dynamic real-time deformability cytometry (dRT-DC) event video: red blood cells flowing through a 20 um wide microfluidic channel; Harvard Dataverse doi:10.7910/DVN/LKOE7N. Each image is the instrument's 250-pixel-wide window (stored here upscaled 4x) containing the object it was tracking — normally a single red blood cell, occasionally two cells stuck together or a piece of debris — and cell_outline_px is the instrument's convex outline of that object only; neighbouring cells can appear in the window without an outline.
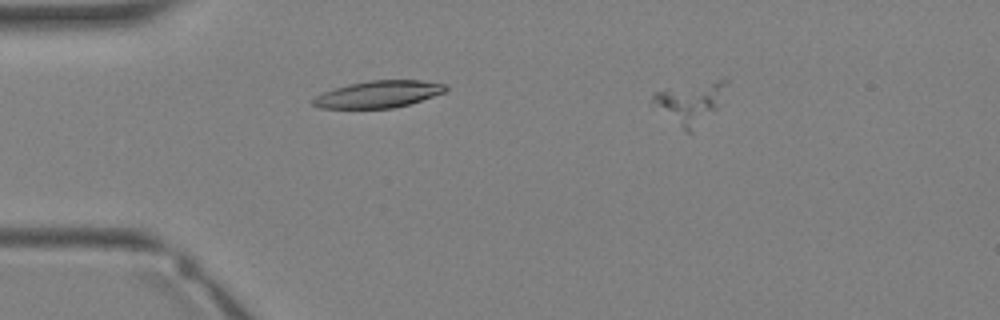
{"species": "Egyptian fruit bat (a non-hibernating species)", "species_latin": "Rousettus aegyptiacus", "temperature_condition": "warm", "stored_images_in_passage": 3, "camera_frame_rate_fps": 3000, "um_per_image_px": 0.085, "animal": {"sex": "female"}, "frame": {"image": 1, "passage_image": 2, "time_ms": 1.333, "image_size_px": [1000, 320], "cell_outline_px": [[448, 88], [444, 92], [408, 104], [392, 108], [320, 108], [312, 104], [312, 100], [316, 96], [324, 92], [336, 88], [368, 80], [420, 80], [444, 84]], "centroid_in_image_um": [32.16, 8.01], "position_along_channel_um": 52.8, "area_um2": 20.4}}